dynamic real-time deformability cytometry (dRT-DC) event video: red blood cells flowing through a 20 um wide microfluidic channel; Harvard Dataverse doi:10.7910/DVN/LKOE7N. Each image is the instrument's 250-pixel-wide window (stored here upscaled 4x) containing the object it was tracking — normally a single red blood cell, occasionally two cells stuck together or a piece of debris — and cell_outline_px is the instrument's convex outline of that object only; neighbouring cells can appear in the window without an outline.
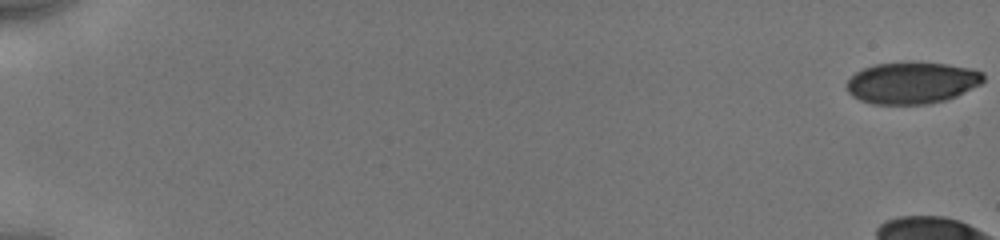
{"species": "human", "species_latin": "Homo sapiens", "temperature_condition": "cold", "stored_images_in_passage": 19, "camera_frame_rate_fps": 3000, "um_per_image_px": 0.085, "donor": {"sex": "male"}, "frame": {"image": 1, "passage_image": 1, "time_ms": 0.0, "image_size_px": [1000, 240], "cell_outline_px": [[984, 80], [980, 84], [956, 96], [944, 100], [928, 104], [872, 104], [860, 100], [852, 96], [848, 92], [848, 80], [856, 72], [872, 64], [948, 64], [972, 68], [984, 72]], "centroid_in_image_um": [77.53, 7.06], "position_along_channel_um": 7.5, "area_um2": 32.66}}